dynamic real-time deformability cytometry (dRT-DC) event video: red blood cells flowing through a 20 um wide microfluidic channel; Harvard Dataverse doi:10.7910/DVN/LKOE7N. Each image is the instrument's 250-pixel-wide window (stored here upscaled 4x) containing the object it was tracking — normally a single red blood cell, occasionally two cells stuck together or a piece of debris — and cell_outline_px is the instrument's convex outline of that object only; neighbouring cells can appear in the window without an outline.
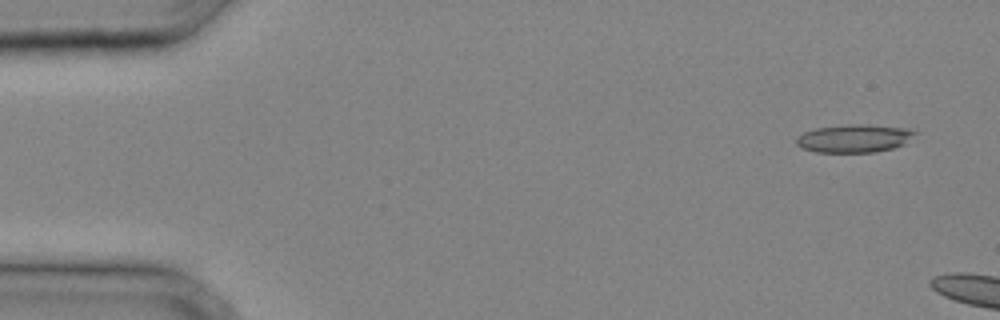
{"species": "common noctule bat (a hibernating species)", "species_latin": "Nyctalus noctula", "temperature_condition": "cold", "stored_images_in_passage": 31, "camera_frame_rate_fps": 3000, "um_per_image_px": 0.085, "animal": {"sex": "male", "body_mass_g": 20.4}, "frame": {"image": 1, "passage_image": 2, "time_ms": 0.333, "image_size_px": [1000, 320], "cell_outline_px": [[920, 132], [904, 144], [892, 148], [876, 152], [816, 152], [800, 148], [796, 144], [796, 140], [804, 132], [816, 128], [852, 124], [868, 124], [912, 128]], "centroid_in_image_um": [72.68, 11.75], "position_along_channel_um": 12.3, "area_um2": 19.59}}
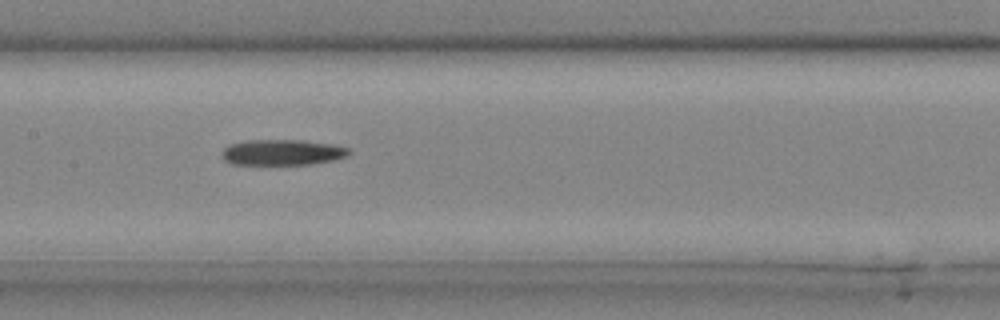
{"frame": {"image": 2, "passage_image": 17, "time_ms": 5.333, "image_size_px": [1000, 320], "cell_outline_px": [[352, 152], [348, 156], [332, 160], [308, 164], [232, 164], [224, 160], [220, 156], [220, 152], [228, 144], [248, 140], [304, 140], [332, 144], [348, 148]], "centroid_in_image_um": [23.96, 12.94], "position_along_channel_um": 183.4, "area_um2": 19.13}}
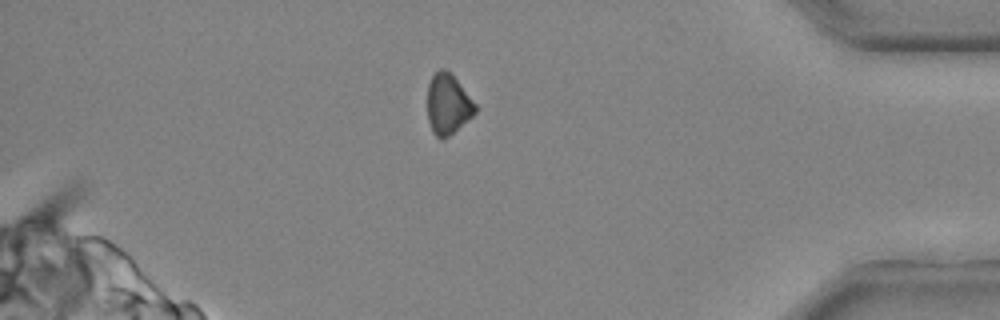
{"frame": {"image": 3, "passage_image": 30, "time_ms": 9.667, "image_size_px": [1000, 320], "cell_outline_px": [[476, 112], [472, 116], [448, 136], [440, 140], [432, 132], [428, 120], [428, 84], [432, 76], [440, 68], [448, 68], [476, 104]], "centroid_in_image_um": [38.06, 8.83], "position_along_channel_um": 397.1, "area_um2": 16.82}}